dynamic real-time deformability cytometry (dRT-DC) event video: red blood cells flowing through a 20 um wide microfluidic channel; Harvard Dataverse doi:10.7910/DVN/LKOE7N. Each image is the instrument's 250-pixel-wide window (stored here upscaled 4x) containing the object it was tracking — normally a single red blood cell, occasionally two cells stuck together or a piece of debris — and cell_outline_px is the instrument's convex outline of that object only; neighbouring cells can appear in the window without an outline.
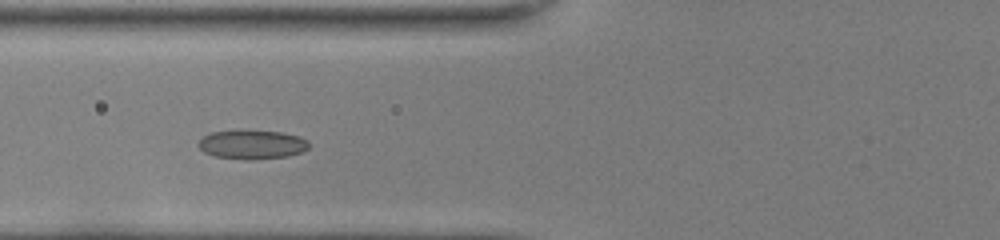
{"species": "common noctule bat (a hibernating species)", "species_latin": "Nyctalus noctula", "temperature_condition": "room temperature", "stored_images_in_passage": 35, "camera_frame_rate_fps": 3000, "um_per_image_px": 0.085, "animal": {"sex": "female", "body_mass_g": 22.0, "forearm_length_mm": 56.7}, "frame": {"image": 1, "passage_image": 6, "time_ms": 1.667, "image_size_px": [1000, 240], "cell_outline_px": [[312, 144], [308, 148], [300, 152], [288, 156], [256, 160], [244, 160], [212, 156], [204, 152], [196, 144], [204, 136], [212, 132], [240, 128], [244, 128], [280, 132], [300, 136], [308, 140]], "centroid_in_image_um": [21.42, 12.26], "position_along_channel_um": 104.4, "area_um2": 19.54}}
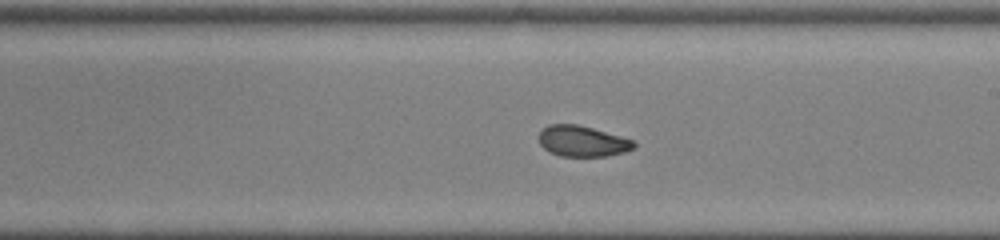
{"frame": {"image": 2, "passage_image": 16, "time_ms": 5.0, "image_size_px": [1000, 240], "cell_outline_px": [[636, 144], [632, 148], [624, 152], [608, 156], [560, 156], [548, 152], [540, 144], [540, 132], [548, 124], [576, 124], [592, 128], [620, 136], [632, 140]], "centroid_in_image_um": [49.48, 12.01], "position_along_channel_um": 239.5, "area_um2": 16.88}}
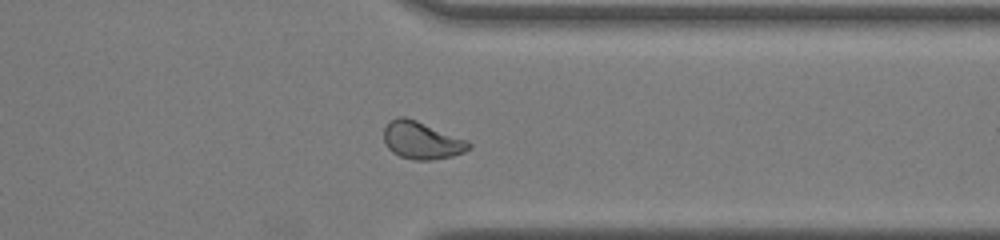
{"frame": {"image": 3, "passage_image": 26, "time_ms": 8.333, "image_size_px": [1000, 240], "cell_outline_px": [[472, 148], [464, 152], [452, 156], [428, 160], [416, 160], [400, 156], [392, 152], [388, 148], [384, 140], [384, 128], [388, 120], [400, 116], [404, 116], [416, 120], [468, 140], [472, 144]], "centroid_in_image_um": [35.85, 11.92], "position_along_channel_um": 375.6, "area_um2": 18.61}, "authors_computed_cell_mechanics": {"area_um2": 17.9758, "velocity_mm_per_s": 4.062, "shape_relaxation_time_tau1_ms": null, "shape_relaxation_time_tau2_ms": 1.4843, "deformation_change_tau1": null, "deformation_change_tau2": 0.0577}}